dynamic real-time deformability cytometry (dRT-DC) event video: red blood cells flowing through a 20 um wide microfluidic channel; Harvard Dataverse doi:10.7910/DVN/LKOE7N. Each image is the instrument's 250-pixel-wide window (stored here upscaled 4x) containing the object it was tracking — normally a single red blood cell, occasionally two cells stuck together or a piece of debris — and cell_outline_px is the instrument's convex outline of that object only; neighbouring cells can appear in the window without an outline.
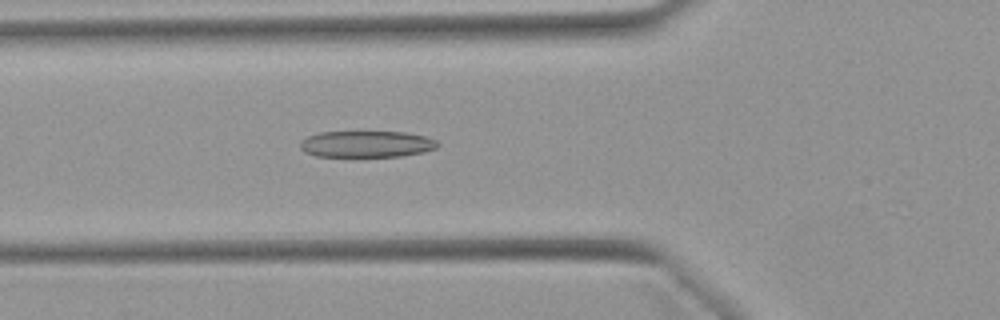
{"species": "Egyptian fruit bat (a non-hibernating species)", "species_latin": "Rousettus aegyptiacus", "temperature_condition": "warm", "stored_images_in_passage": 18, "camera_frame_rate_fps": 3000, "um_per_image_px": 0.085, "animal": {"sex": "female"}, "frame": {"image": 1, "passage_image": 5, "time_ms": 1.333, "image_size_px": [1000, 320], "cell_outline_px": [[440, 144], [436, 148], [424, 152], [400, 156], [316, 156], [304, 152], [300, 148], [300, 140], [308, 136], [320, 132], [404, 132], [424, 136], [436, 140]], "centroid_in_image_um": [31.14, 12.24], "position_along_channel_um": 94.7, "area_um2": 21.15}}
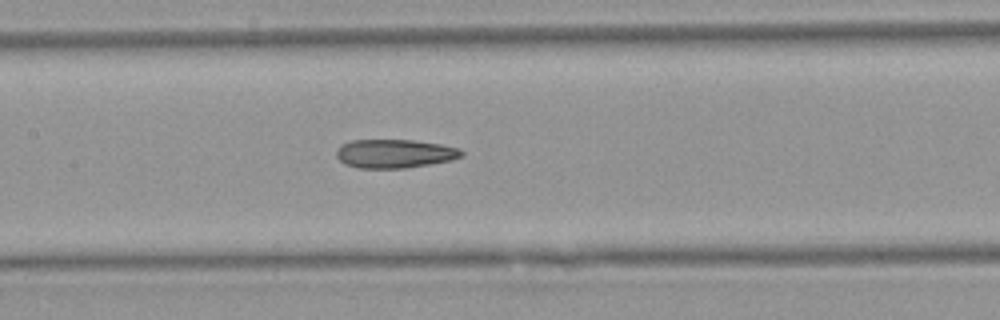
{"frame": {"image": 2, "passage_image": 11, "time_ms": 3.333, "image_size_px": [1000, 320], "cell_outline_px": [[464, 156], [452, 160], [404, 168], [356, 168], [344, 164], [336, 156], [336, 148], [340, 144], [352, 140], [412, 140], [440, 144], [460, 148], [464, 152]], "centroid_in_image_um": [33.53, 13.05], "position_along_channel_um": 173.9, "area_um2": 21.1}}
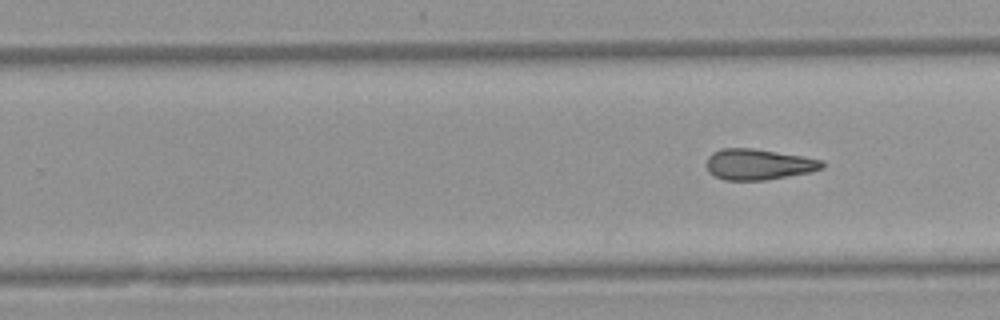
{"frame": {"image": 3, "passage_image": 18, "time_ms": 5.667, "image_size_px": [1000, 320], "cell_outline_px": [[824, 168], [812, 172], [764, 180], [724, 180], [708, 172], [708, 156], [712, 152], [720, 148], [752, 148], [824, 160]], "centroid_in_image_um": [64.48, 13.97], "position_along_channel_um": 265.3, "area_um2": 20.69}}